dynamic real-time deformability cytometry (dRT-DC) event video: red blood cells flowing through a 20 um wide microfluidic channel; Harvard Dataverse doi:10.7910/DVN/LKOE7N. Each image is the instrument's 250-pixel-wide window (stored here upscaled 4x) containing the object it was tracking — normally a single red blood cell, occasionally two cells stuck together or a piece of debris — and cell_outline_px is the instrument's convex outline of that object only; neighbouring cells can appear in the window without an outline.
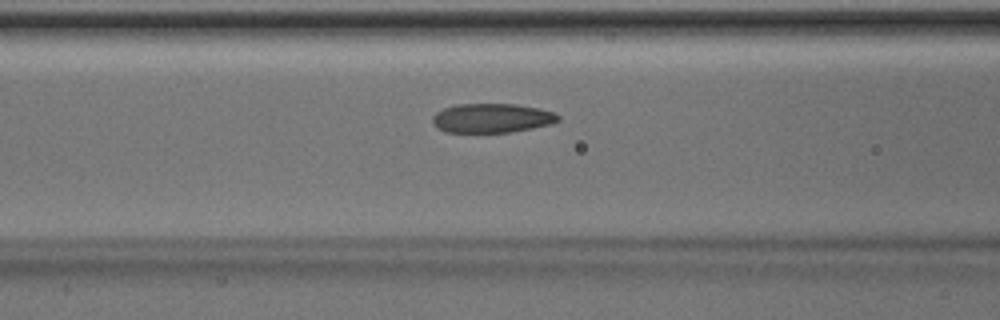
{"species": "Egyptian fruit bat (a non-hibernating species)", "species_latin": "Rousettus aegyptiacus", "temperature_condition": "room temperature", "stored_images_in_passage": 16, "camera_frame_rate_fps": 3000, "um_per_image_px": 0.085, "animal": {"sex": "male"}, "frame": {"image": 1, "passage_image": 14, "time_ms": 4.333, "image_size_px": [1000, 320], "cell_outline_px": [[560, 120], [552, 124], [512, 132], [444, 132], [436, 128], [432, 124], [432, 116], [436, 112], [444, 108], [456, 104], [516, 104], [540, 108], [556, 112], [560, 116]], "centroid_in_image_um": [41.82, 10.04], "position_along_channel_um": 124.8, "area_um2": 21.73}}